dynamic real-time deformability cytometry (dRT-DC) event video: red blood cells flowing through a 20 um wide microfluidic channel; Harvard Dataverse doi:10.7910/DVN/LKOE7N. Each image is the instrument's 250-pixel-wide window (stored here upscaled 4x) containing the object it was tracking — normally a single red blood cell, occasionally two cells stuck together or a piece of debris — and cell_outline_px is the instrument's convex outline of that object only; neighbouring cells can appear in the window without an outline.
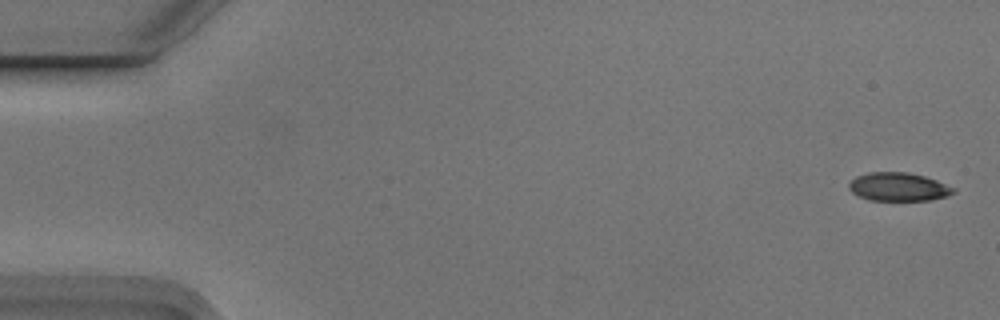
{"species": "Egyptian fruit bat (a non-hibernating species)", "species_latin": "Rousettus aegyptiacus", "temperature_condition": "cold", "stored_images_in_passage": 5, "camera_frame_rate_fps": 3000, "um_per_image_px": 0.085, "animal": {"sex": "male"}, "frame": {"image": 1, "passage_image": 1, "time_ms": 0.0, "image_size_px": [1000, 320], "cell_outline_px": [[956, 192], [948, 196], [932, 200], [868, 200], [852, 192], [848, 188], [848, 184], [856, 176], [868, 172], [908, 172], [924, 176], [936, 180], [956, 188]], "centroid_in_image_um": [76.39, 15.88], "position_along_channel_um": 8.6, "area_um2": 17.4}}
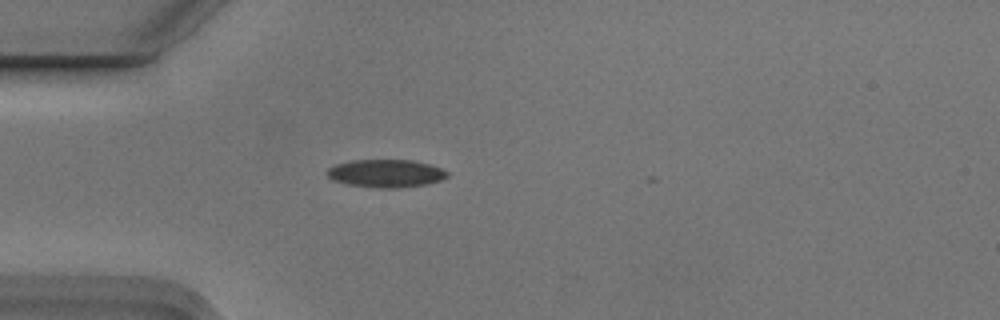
{"frame": {"image": 2, "passage_image": 5, "time_ms": 1.333, "image_size_px": [1000, 320], "cell_outline_px": [[448, 176], [440, 180], [424, 184], [400, 188], [380, 188], [348, 184], [332, 180], [324, 172], [328, 168], [336, 164], [352, 160], [412, 160], [428, 164], [440, 168], [448, 172]], "centroid_in_image_um": [32.76, 14.73], "position_along_channel_um": 52.2, "area_um2": 19.42}}